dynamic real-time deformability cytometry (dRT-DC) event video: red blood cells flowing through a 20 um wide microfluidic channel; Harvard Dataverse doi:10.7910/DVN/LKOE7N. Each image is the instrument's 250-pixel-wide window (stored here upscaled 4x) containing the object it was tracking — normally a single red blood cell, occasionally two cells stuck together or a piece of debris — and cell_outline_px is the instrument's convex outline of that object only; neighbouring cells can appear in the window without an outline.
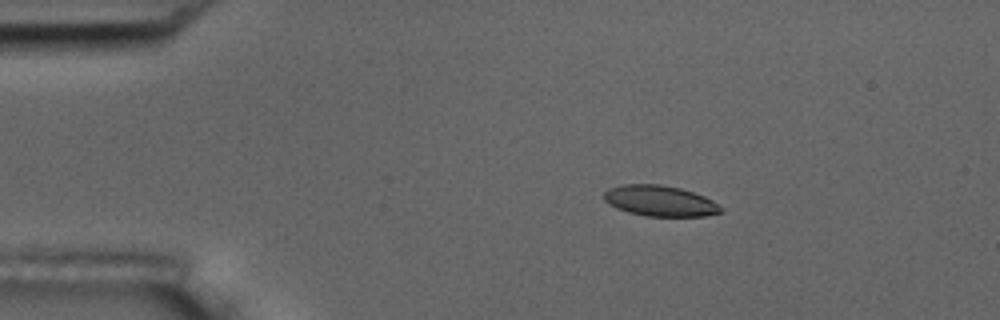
{"species": "common noctule bat (a hibernating species)", "species_latin": "Nyctalus noctula", "temperature_condition": "room temperature", "stored_images_in_passage": 6, "camera_frame_rate_fps": 3000, "um_per_image_px": 0.085, "animal": {"sex": "male", "body_mass_g": 17.5, "forearm_length_mm": 52.3}, "frame": {"image": 1, "passage_image": 4, "time_ms": 1.0, "image_size_px": [1000, 320], "cell_outline_px": [[724, 212], [704, 216], [644, 216], [628, 212], [616, 208], [608, 204], [604, 200], [604, 192], [608, 188], [624, 184], [660, 184], [680, 188], [704, 196], [712, 200], [724, 208]], "centroid_in_image_um": [56.1, 17.08], "position_along_channel_um": 28.9, "area_um2": 21.1}}
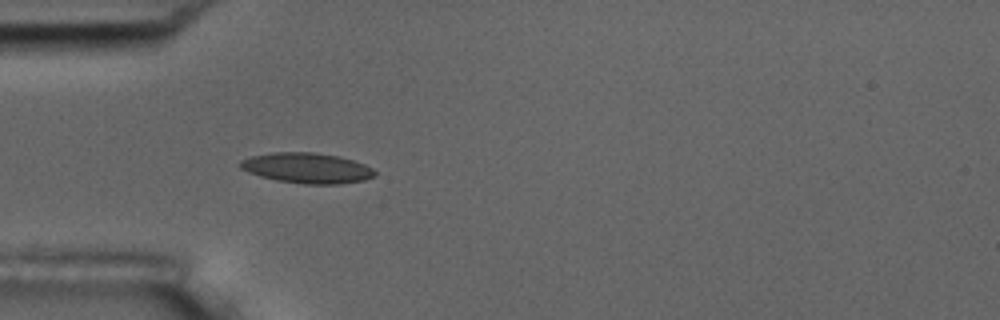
{"frame": {"image": 2, "passage_image": 6, "time_ms": 1.667, "image_size_px": [1000, 320], "cell_outline_px": [[376, 176], [364, 180], [340, 184], [304, 184], [276, 180], [260, 176], [248, 172], [240, 168], [240, 160], [252, 156], [272, 152], [316, 152], [340, 156], [364, 164], [372, 168], [376, 172]], "centroid_in_image_um": [26.11, 14.28], "position_along_channel_um": 58.9, "area_um2": 23.93}}